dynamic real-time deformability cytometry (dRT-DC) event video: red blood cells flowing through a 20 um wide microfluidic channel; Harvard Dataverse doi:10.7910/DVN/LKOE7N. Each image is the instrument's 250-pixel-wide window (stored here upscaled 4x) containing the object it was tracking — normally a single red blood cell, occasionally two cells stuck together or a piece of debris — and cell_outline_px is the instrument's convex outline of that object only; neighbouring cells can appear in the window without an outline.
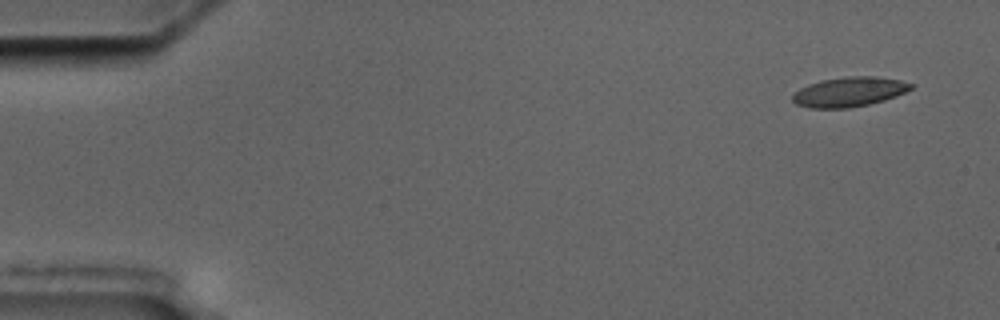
{"species": "common noctule bat (a hibernating species)", "species_latin": "Nyctalus noctula", "temperature_condition": "cold", "stored_images_in_passage": 6, "camera_frame_rate_fps": 3000, "um_per_image_px": 0.085, "animal": {"sex": "male", "body_mass_g": 17.5, "forearm_length_mm": 52.3}, "frame": {"image": 1, "passage_image": 1, "time_ms": 0.0, "image_size_px": [1000, 320], "cell_outline_px": [[916, 84], [912, 88], [896, 96], [884, 100], [868, 104], [848, 108], [808, 108], [796, 104], [792, 100], [792, 92], [808, 84], [820, 80], [848, 76], [876, 76], [900, 80]], "centroid_in_image_um": [72.15, 7.8], "position_along_channel_um": 12.8, "area_um2": 20.63}}
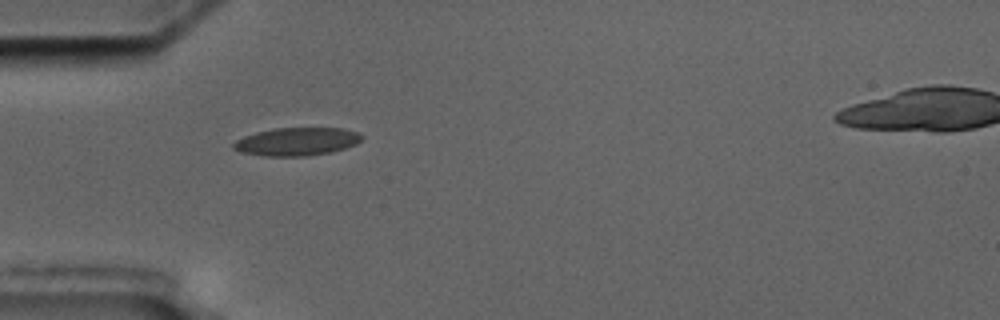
{"frame": {"image": 2, "passage_image": 5, "time_ms": 4.667, "image_size_px": [1000, 320], "cell_outline_px": [[364, 136], [356, 144], [332, 152], [304, 156], [264, 156], [240, 152], [232, 148], [232, 144], [236, 140], [244, 136], [256, 132], [272, 128], [344, 128], [356, 132]], "centroid_in_image_um": [25.2, 12.03], "position_along_channel_um": 59.8, "area_um2": 21.04}}
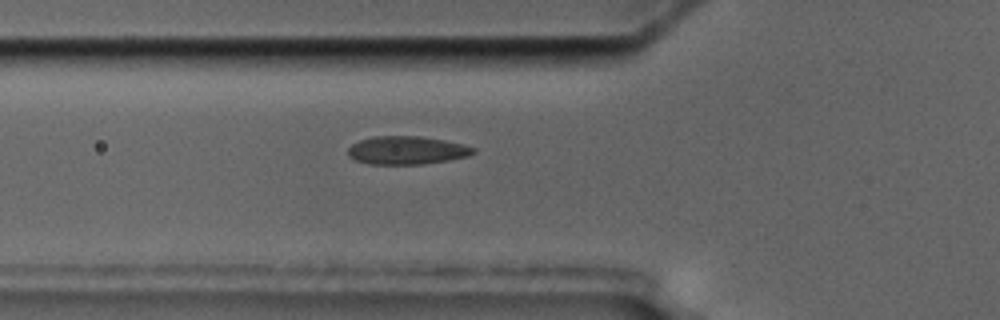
{"frame": {"image": 3, "passage_image": 6, "time_ms": 5.667, "image_size_px": [1000, 320], "cell_outline_px": [[476, 152], [468, 156], [448, 160], [424, 164], [368, 164], [356, 160], [348, 156], [348, 148], [352, 144], [360, 140], [372, 136], [420, 136], [444, 140], [464, 144], [476, 148]], "centroid_in_image_um": [34.59, 12.77], "position_along_channel_um": 91.2, "area_um2": 20.69}}